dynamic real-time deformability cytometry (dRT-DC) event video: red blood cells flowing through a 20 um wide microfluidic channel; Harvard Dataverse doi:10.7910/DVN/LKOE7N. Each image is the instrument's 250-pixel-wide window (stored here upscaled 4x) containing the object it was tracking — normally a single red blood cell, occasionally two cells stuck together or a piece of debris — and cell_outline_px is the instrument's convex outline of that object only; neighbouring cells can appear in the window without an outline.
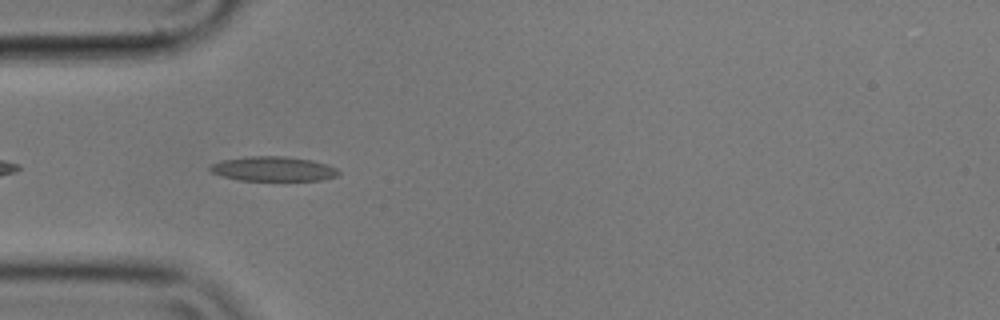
{"species": "common noctule bat (a hibernating species)", "species_latin": "Nyctalus noctula", "temperature_condition": "cold", "stored_images_in_passage": 42, "camera_frame_rate_fps": 3000, "um_per_image_px": 0.085, "animal": {"sex": "male", "body_mass_g": 17.9}, "frame": {"image": 1, "passage_image": 3, "time_ms": 0.667, "image_size_px": [1000, 320], "cell_outline_px": [[340, 172], [336, 176], [320, 180], [240, 180], [224, 176], [212, 172], [208, 168], [212, 164], [224, 160], [248, 156], [288, 156], [312, 160], [328, 164], [336, 168]], "centroid_in_image_um": [23.26, 14.34], "position_along_channel_um": 61.7, "area_um2": 18.26}}
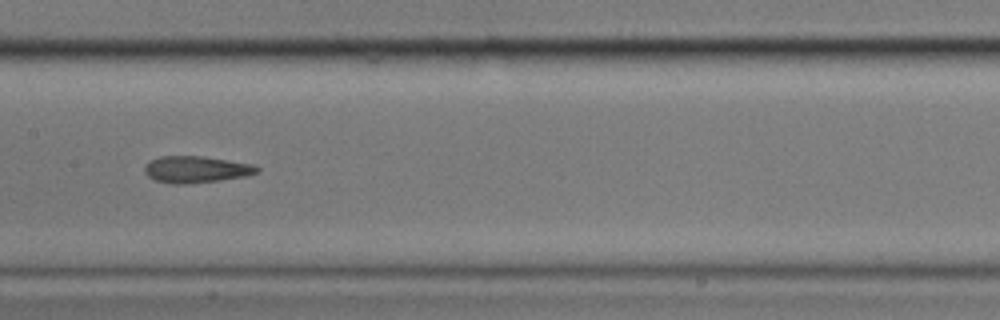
{"frame": {"image": 2, "passage_image": 14, "time_ms": 4.333, "image_size_px": [1000, 320], "cell_outline_px": [[260, 168], [256, 172], [244, 176], [220, 180], [188, 184], [172, 184], [156, 180], [148, 176], [144, 172], [144, 168], [152, 160], [160, 156], [200, 156], [252, 164]], "centroid_in_image_um": [16.64, 14.41], "position_along_channel_um": 190.8, "area_um2": 17.17}}
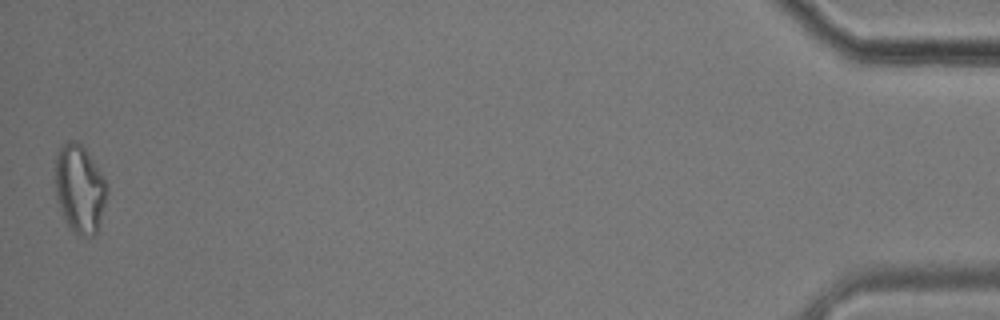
{"frame": {"image": 3, "passage_image": 42, "time_ms": 13.667, "image_size_px": [1000, 320], "cell_outline_px": [[108, 192], [96, 232], [92, 236], [80, 236], [68, 224], [56, 200], [56, 152], [68, 140], [80, 140], [104, 180]], "centroid_in_image_um": [6.75, 16.01], "position_along_channel_um": 428.4, "area_um2": 26.01}, "authors_computed_cell_mechanics": {"area_um2": 18.0336, "velocity_mm_per_s": 3.5442, "shape_relaxation_time_tau1_ms": null, "shape_relaxation_time_tau2_ms": 3.8647, "deformation_change_tau1": null, "deformation_change_tau2": 0.1268}}